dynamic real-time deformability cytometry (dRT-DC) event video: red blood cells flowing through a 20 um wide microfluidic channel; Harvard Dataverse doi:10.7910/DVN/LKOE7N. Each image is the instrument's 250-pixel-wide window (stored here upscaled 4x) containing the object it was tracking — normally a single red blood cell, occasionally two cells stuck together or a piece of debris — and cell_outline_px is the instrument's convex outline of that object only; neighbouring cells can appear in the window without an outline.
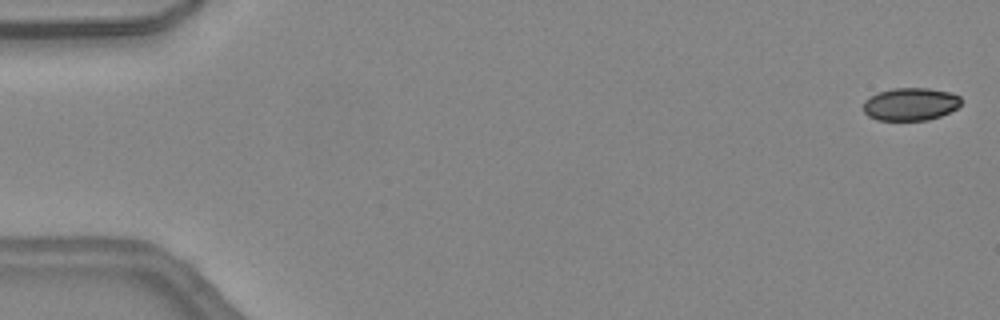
{"species": "common noctule bat (a hibernating species)", "species_latin": "Nyctalus noctula", "temperature_condition": "warm", "stored_images_in_passage": 14, "camera_frame_rate_fps": 3000, "um_per_image_px": 0.085, "animal": {"sex": "female", "body_mass_g": 24.6, "forearm_length_mm": 56.2}, "frame": {"image": 1, "passage_image": 1, "time_ms": 0.0, "image_size_px": [1000, 320], "cell_outline_px": [[960, 104], [956, 108], [940, 116], [928, 120], [876, 120], [868, 116], [864, 112], [864, 100], [876, 92], [892, 88], [928, 88], [952, 92], [960, 96]], "centroid_in_image_um": [77.37, 8.84], "position_along_channel_um": 7.6, "area_um2": 18.79}}
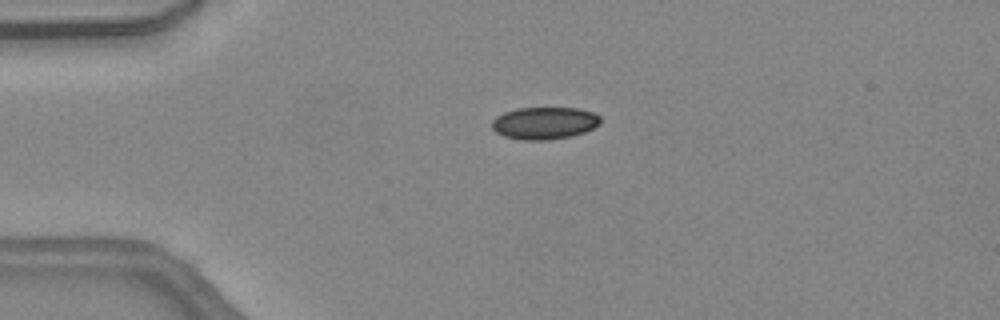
{"frame": {"image": 2, "passage_image": 11, "time_ms": 3.333, "image_size_px": [1000, 320], "cell_outline_px": [[600, 124], [584, 132], [572, 136], [548, 140], [524, 140], [504, 136], [496, 132], [492, 128], [492, 120], [496, 116], [504, 112], [516, 108], [580, 108], [592, 112], [600, 116]], "centroid_in_image_um": [46.27, 10.46], "position_along_channel_um": 38.7, "area_um2": 20.46}}